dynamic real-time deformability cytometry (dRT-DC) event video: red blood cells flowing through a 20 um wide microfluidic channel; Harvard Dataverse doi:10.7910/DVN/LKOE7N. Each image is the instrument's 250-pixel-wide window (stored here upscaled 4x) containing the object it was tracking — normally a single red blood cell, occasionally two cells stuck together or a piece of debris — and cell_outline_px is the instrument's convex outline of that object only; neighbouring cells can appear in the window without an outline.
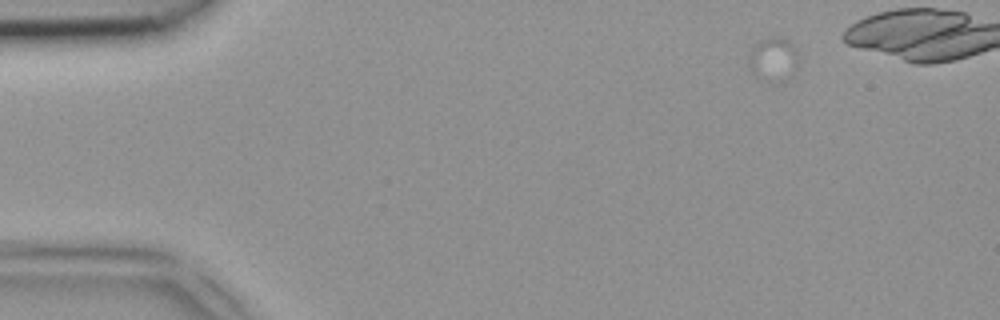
{"species": "common noctule bat (a hibernating species)", "species_latin": "Nyctalus noctula", "temperature_condition": "room temperature", "stored_images_in_passage": 37, "camera_frame_rate_fps": 3000, "um_per_image_px": 0.085, "animal": {"sex": "female", "body_mass_g": 18.4}, "frame": {"image": 1, "passage_image": 3, "time_ms": 0.667, "image_size_px": [1000, 320], "cell_outline_px": [[796, 64], [772, 84], [756, 76], [752, 72], [748, 64], [748, 56], [752, 48], [756, 44], [768, 36], [772, 36], [788, 40], [796, 48]], "centroid_in_image_um": [65.62, 4.97], "position_along_channel_um": 19.4, "area_um2": 11.91}}